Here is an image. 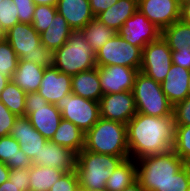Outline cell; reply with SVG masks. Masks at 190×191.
Returning a JSON list of instances; mask_svg holds the SVG:
<instances>
[{"label":"cell","mask_w":190,"mask_h":191,"mask_svg":"<svg viewBox=\"0 0 190 191\" xmlns=\"http://www.w3.org/2000/svg\"><path fill=\"white\" fill-rule=\"evenodd\" d=\"M190 187V165H185L156 191H187Z\"/></svg>","instance_id":"obj_35"},{"label":"cell","mask_w":190,"mask_h":191,"mask_svg":"<svg viewBox=\"0 0 190 191\" xmlns=\"http://www.w3.org/2000/svg\"><path fill=\"white\" fill-rule=\"evenodd\" d=\"M17 7L19 23L32 24L35 4L33 0H11Z\"/></svg>","instance_id":"obj_38"},{"label":"cell","mask_w":190,"mask_h":191,"mask_svg":"<svg viewBox=\"0 0 190 191\" xmlns=\"http://www.w3.org/2000/svg\"><path fill=\"white\" fill-rule=\"evenodd\" d=\"M132 92L137 113L155 117L173 114L174 106L162 91L161 83L140 71L135 76Z\"/></svg>","instance_id":"obj_7"},{"label":"cell","mask_w":190,"mask_h":191,"mask_svg":"<svg viewBox=\"0 0 190 191\" xmlns=\"http://www.w3.org/2000/svg\"><path fill=\"white\" fill-rule=\"evenodd\" d=\"M75 191H90L87 188L81 186L80 184H78V186L76 187ZM95 191H107L106 189L103 190H95Z\"/></svg>","instance_id":"obj_51"},{"label":"cell","mask_w":190,"mask_h":191,"mask_svg":"<svg viewBox=\"0 0 190 191\" xmlns=\"http://www.w3.org/2000/svg\"><path fill=\"white\" fill-rule=\"evenodd\" d=\"M122 191H146L141 184L136 180L133 182L131 185L127 186L124 190Z\"/></svg>","instance_id":"obj_48"},{"label":"cell","mask_w":190,"mask_h":191,"mask_svg":"<svg viewBox=\"0 0 190 191\" xmlns=\"http://www.w3.org/2000/svg\"><path fill=\"white\" fill-rule=\"evenodd\" d=\"M57 12L56 7L49 5H36L34 10V16L32 19V25L34 29L39 33H43L49 28V24L55 17Z\"/></svg>","instance_id":"obj_34"},{"label":"cell","mask_w":190,"mask_h":191,"mask_svg":"<svg viewBox=\"0 0 190 191\" xmlns=\"http://www.w3.org/2000/svg\"><path fill=\"white\" fill-rule=\"evenodd\" d=\"M127 126V142L130 158L164 154L173 148L174 114L155 117L136 113Z\"/></svg>","instance_id":"obj_1"},{"label":"cell","mask_w":190,"mask_h":191,"mask_svg":"<svg viewBox=\"0 0 190 191\" xmlns=\"http://www.w3.org/2000/svg\"><path fill=\"white\" fill-rule=\"evenodd\" d=\"M85 133L72 122L62 119L51 141L79 153L84 149Z\"/></svg>","instance_id":"obj_26"},{"label":"cell","mask_w":190,"mask_h":191,"mask_svg":"<svg viewBox=\"0 0 190 191\" xmlns=\"http://www.w3.org/2000/svg\"><path fill=\"white\" fill-rule=\"evenodd\" d=\"M138 10V0H118L106 11L101 12L95 18L107 27L118 32L124 23Z\"/></svg>","instance_id":"obj_22"},{"label":"cell","mask_w":190,"mask_h":191,"mask_svg":"<svg viewBox=\"0 0 190 191\" xmlns=\"http://www.w3.org/2000/svg\"><path fill=\"white\" fill-rule=\"evenodd\" d=\"M130 156L98 154L82 149L77 154L75 171L81 186L90 191L103 190L118 165Z\"/></svg>","instance_id":"obj_4"},{"label":"cell","mask_w":190,"mask_h":191,"mask_svg":"<svg viewBox=\"0 0 190 191\" xmlns=\"http://www.w3.org/2000/svg\"><path fill=\"white\" fill-rule=\"evenodd\" d=\"M180 19L190 24V0H181Z\"/></svg>","instance_id":"obj_45"},{"label":"cell","mask_w":190,"mask_h":191,"mask_svg":"<svg viewBox=\"0 0 190 191\" xmlns=\"http://www.w3.org/2000/svg\"><path fill=\"white\" fill-rule=\"evenodd\" d=\"M48 102L38 92L26 93L25 107L45 106Z\"/></svg>","instance_id":"obj_44"},{"label":"cell","mask_w":190,"mask_h":191,"mask_svg":"<svg viewBox=\"0 0 190 191\" xmlns=\"http://www.w3.org/2000/svg\"><path fill=\"white\" fill-rule=\"evenodd\" d=\"M162 38L172 52L190 53V24L181 19L164 28Z\"/></svg>","instance_id":"obj_27"},{"label":"cell","mask_w":190,"mask_h":191,"mask_svg":"<svg viewBox=\"0 0 190 191\" xmlns=\"http://www.w3.org/2000/svg\"><path fill=\"white\" fill-rule=\"evenodd\" d=\"M64 172L53 167L32 164L30 167L29 191H49Z\"/></svg>","instance_id":"obj_29"},{"label":"cell","mask_w":190,"mask_h":191,"mask_svg":"<svg viewBox=\"0 0 190 191\" xmlns=\"http://www.w3.org/2000/svg\"><path fill=\"white\" fill-rule=\"evenodd\" d=\"M131 45L144 48L161 37L162 31L137 10L117 32Z\"/></svg>","instance_id":"obj_11"},{"label":"cell","mask_w":190,"mask_h":191,"mask_svg":"<svg viewBox=\"0 0 190 191\" xmlns=\"http://www.w3.org/2000/svg\"><path fill=\"white\" fill-rule=\"evenodd\" d=\"M62 119L72 122L86 133L100 119L99 102L70 93L56 102Z\"/></svg>","instance_id":"obj_8"},{"label":"cell","mask_w":190,"mask_h":191,"mask_svg":"<svg viewBox=\"0 0 190 191\" xmlns=\"http://www.w3.org/2000/svg\"><path fill=\"white\" fill-rule=\"evenodd\" d=\"M72 93L99 102L103 96L98 67L72 75Z\"/></svg>","instance_id":"obj_21"},{"label":"cell","mask_w":190,"mask_h":191,"mask_svg":"<svg viewBox=\"0 0 190 191\" xmlns=\"http://www.w3.org/2000/svg\"><path fill=\"white\" fill-rule=\"evenodd\" d=\"M175 125H190V96L173 107Z\"/></svg>","instance_id":"obj_39"},{"label":"cell","mask_w":190,"mask_h":191,"mask_svg":"<svg viewBox=\"0 0 190 191\" xmlns=\"http://www.w3.org/2000/svg\"><path fill=\"white\" fill-rule=\"evenodd\" d=\"M17 117L0 101V137L10 135Z\"/></svg>","instance_id":"obj_40"},{"label":"cell","mask_w":190,"mask_h":191,"mask_svg":"<svg viewBox=\"0 0 190 191\" xmlns=\"http://www.w3.org/2000/svg\"><path fill=\"white\" fill-rule=\"evenodd\" d=\"M189 96H190V76H189Z\"/></svg>","instance_id":"obj_53"},{"label":"cell","mask_w":190,"mask_h":191,"mask_svg":"<svg viewBox=\"0 0 190 191\" xmlns=\"http://www.w3.org/2000/svg\"><path fill=\"white\" fill-rule=\"evenodd\" d=\"M81 32L95 53L98 52L108 40L117 34L116 31L107 27L96 18L92 19L84 28H82Z\"/></svg>","instance_id":"obj_30"},{"label":"cell","mask_w":190,"mask_h":191,"mask_svg":"<svg viewBox=\"0 0 190 191\" xmlns=\"http://www.w3.org/2000/svg\"><path fill=\"white\" fill-rule=\"evenodd\" d=\"M10 168L0 161V185L9 180Z\"/></svg>","instance_id":"obj_46"},{"label":"cell","mask_w":190,"mask_h":191,"mask_svg":"<svg viewBox=\"0 0 190 191\" xmlns=\"http://www.w3.org/2000/svg\"><path fill=\"white\" fill-rule=\"evenodd\" d=\"M59 0H33L35 5H49L56 7Z\"/></svg>","instance_id":"obj_49"},{"label":"cell","mask_w":190,"mask_h":191,"mask_svg":"<svg viewBox=\"0 0 190 191\" xmlns=\"http://www.w3.org/2000/svg\"><path fill=\"white\" fill-rule=\"evenodd\" d=\"M25 116L48 141L52 139L62 120L61 111L55 104L50 103L39 107H25Z\"/></svg>","instance_id":"obj_17"},{"label":"cell","mask_w":190,"mask_h":191,"mask_svg":"<svg viewBox=\"0 0 190 191\" xmlns=\"http://www.w3.org/2000/svg\"><path fill=\"white\" fill-rule=\"evenodd\" d=\"M0 191H20V189L10 180H7L0 185Z\"/></svg>","instance_id":"obj_47"},{"label":"cell","mask_w":190,"mask_h":191,"mask_svg":"<svg viewBox=\"0 0 190 191\" xmlns=\"http://www.w3.org/2000/svg\"><path fill=\"white\" fill-rule=\"evenodd\" d=\"M172 150L190 165V125H175Z\"/></svg>","instance_id":"obj_32"},{"label":"cell","mask_w":190,"mask_h":191,"mask_svg":"<svg viewBox=\"0 0 190 191\" xmlns=\"http://www.w3.org/2000/svg\"><path fill=\"white\" fill-rule=\"evenodd\" d=\"M171 53L172 50L162 36L150 42L143 48L142 65L139 71L154 81L162 83L172 65Z\"/></svg>","instance_id":"obj_10"},{"label":"cell","mask_w":190,"mask_h":191,"mask_svg":"<svg viewBox=\"0 0 190 191\" xmlns=\"http://www.w3.org/2000/svg\"><path fill=\"white\" fill-rule=\"evenodd\" d=\"M18 60L16 52L8 41L4 39L0 42V74L12 80Z\"/></svg>","instance_id":"obj_33"},{"label":"cell","mask_w":190,"mask_h":191,"mask_svg":"<svg viewBox=\"0 0 190 191\" xmlns=\"http://www.w3.org/2000/svg\"><path fill=\"white\" fill-rule=\"evenodd\" d=\"M10 135L17 140L22 150L32 161L39 165V153L48 141L30 123L27 116H18Z\"/></svg>","instance_id":"obj_14"},{"label":"cell","mask_w":190,"mask_h":191,"mask_svg":"<svg viewBox=\"0 0 190 191\" xmlns=\"http://www.w3.org/2000/svg\"><path fill=\"white\" fill-rule=\"evenodd\" d=\"M172 64L178 65L190 71V53L172 52Z\"/></svg>","instance_id":"obj_43"},{"label":"cell","mask_w":190,"mask_h":191,"mask_svg":"<svg viewBox=\"0 0 190 191\" xmlns=\"http://www.w3.org/2000/svg\"><path fill=\"white\" fill-rule=\"evenodd\" d=\"M44 69L31 61L18 60L12 81L25 93L38 92Z\"/></svg>","instance_id":"obj_23"},{"label":"cell","mask_w":190,"mask_h":191,"mask_svg":"<svg viewBox=\"0 0 190 191\" xmlns=\"http://www.w3.org/2000/svg\"><path fill=\"white\" fill-rule=\"evenodd\" d=\"M5 39V32L0 27V42H2Z\"/></svg>","instance_id":"obj_52"},{"label":"cell","mask_w":190,"mask_h":191,"mask_svg":"<svg viewBox=\"0 0 190 191\" xmlns=\"http://www.w3.org/2000/svg\"><path fill=\"white\" fill-rule=\"evenodd\" d=\"M100 118L127 124L137 113L132 91L105 94L99 101Z\"/></svg>","instance_id":"obj_12"},{"label":"cell","mask_w":190,"mask_h":191,"mask_svg":"<svg viewBox=\"0 0 190 191\" xmlns=\"http://www.w3.org/2000/svg\"><path fill=\"white\" fill-rule=\"evenodd\" d=\"M139 69L122 65L98 67L99 81L103 95L132 91L134 80Z\"/></svg>","instance_id":"obj_15"},{"label":"cell","mask_w":190,"mask_h":191,"mask_svg":"<svg viewBox=\"0 0 190 191\" xmlns=\"http://www.w3.org/2000/svg\"><path fill=\"white\" fill-rule=\"evenodd\" d=\"M19 23L18 10L11 0H3L0 3V27L6 33L15 24Z\"/></svg>","instance_id":"obj_36"},{"label":"cell","mask_w":190,"mask_h":191,"mask_svg":"<svg viewBox=\"0 0 190 191\" xmlns=\"http://www.w3.org/2000/svg\"><path fill=\"white\" fill-rule=\"evenodd\" d=\"M26 93L20 89L12 80L0 94V101L15 115L25 116Z\"/></svg>","instance_id":"obj_31"},{"label":"cell","mask_w":190,"mask_h":191,"mask_svg":"<svg viewBox=\"0 0 190 191\" xmlns=\"http://www.w3.org/2000/svg\"><path fill=\"white\" fill-rule=\"evenodd\" d=\"M189 76V70L172 64L161 83L162 91L173 106L189 96Z\"/></svg>","instance_id":"obj_19"},{"label":"cell","mask_w":190,"mask_h":191,"mask_svg":"<svg viewBox=\"0 0 190 191\" xmlns=\"http://www.w3.org/2000/svg\"><path fill=\"white\" fill-rule=\"evenodd\" d=\"M5 39L19 60L33 62L43 68L55 66V50L41 43L40 34L32 24L17 23L5 33Z\"/></svg>","instance_id":"obj_2"},{"label":"cell","mask_w":190,"mask_h":191,"mask_svg":"<svg viewBox=\"0 0 190 191\" xmlns=\"http://www.w3.org/2000/svg\"><path fill=\"white\" fill-rule=\"evenodd\" d=\"M78 184V177L75 170L64 172L49 191H75Z\"/></svg>","instance_id":"obj_37"},{"label":"cell","mask_w":190,"mask_h":191,"mask_svg":"<svg viewBox=\"0 0 190 191\" xmlns=\"http://www.w3.org/2000/svg\"><path fill=\"white\" fill-rule=\"evenodd\" d=\"M136 180V161L127 158L112 171V175L106 181L105 189L107 191H122Z\"/></svg>","instance_id":"obj_28"},{"label":"cell","mask_w":190,"mask_h":191,"mask_svg":"<svg viewBox=\"0 0 190 191\" xmlns=\"http://www.w3.org/2000/svg\"><path fill=\"white\" fill-rule=\"evenodd\" d=\"M30 168L10 169L9 180L14 183L20 191H29Z\"/></svg>","instance_id":"obj_41"},{"label":"cell","mask_w":190,"mask_h":191,"mask_svg":"<svg viewBox=\"0 0 190 191\" xmlns=\"http://www.w3.org/2000/svg\"><path fill=\"white\" fill-rule=\"evenodd\" d=\"M72 31L62 15L56 12L49 28L40 34L41 43L49 49L57 50L67 42Z\"/></svg>","instance_id":"obj_25"},{"label":"cell","mask_w":190,"mask_h":191,"mask_svg":"<svg viewBox=\"0 0 190 191\" xmlns=\"http://www.w3.org/2000/svg\"><path fill=\"white\" fill-rule=\"evenodd\" d=\"M56 9L72 30H81L95 18L89 0H59Z\"/></svg>","instance_id":"obj_20"},{"label":"cell","mask_w":190,"mask_h":191,"mask_svg":"<svg viewBox=\"0 0 190 191\" xmlns=\"http://www.w3.org/2000/svg\"><path fill=\"white\" fill-rule=\"evenodd\" d=\"M77 153L67 147L59 146L51 140L47 141L39 153V165L53 167L63 172L74 171Z\"/></svg>","instance_id":"obj_18"},{"label":"cell","mask_w":190,"mask_h":191,"mask_svg":"<svg viewBox=\"0 0 190 191\" xmlns=\"http://www.w3.org/2000/svg\"><path fill=\"white\" fill-rule=\"evenodd\" d=\"M138 10L162 31L180 20L181 0H138Z\"/></svg>","instance_id":"obj_13"},{"label":"cell","mask_w":190,"mask_h":191,"mask_svg":"<svg viewBox=\"0 0 190 191\" xmlns=\"http://www.w3.org/2000/svg\"><path fill=\"white\" fill-rule=\"evenodd\" d=\"M0 161L10 169L32 166L31 159L20 150V144L11 135L0 137Z\"/></svg>","instance_id":"obj_24"},{"label":"cell","mask_w":190,"mask_h":191,"mask_svg":"<svg viewBox=\"0 0 190 191\" xmlns=\"http://www.w3.org/2000/svg\"><path fill=\"white\" fill-rule=\"evenodd\" d=\"M38 93L50 104H56L62 97L72 93V76L55 67L44 69Z\"/></svg>","instance_id":"obj_16"},{"label":"cell","mask_w":190,"mask_h":191,"mask_svg":"<svg viewBox=\"0 0 190 191\" xmlns=\"http://www.w3.org/2000/svg\"><path fill=\"white\" fill-rule=\"evenodd\" d=\"M55 55L54 67L71 76L96 67V53L81 30H73L67 42L55 50Z\"/></svg>","instance_id":"obj_6"},{"label":"cell","mask_w":190,"mask_h":191,"mask_svg":"<svg viewBox=\"0 0 190 191\" xmlns=\"http://www.w3.org/2000/svg\"><path fill=\"white\" fill-rule=\"evenodd\" d=\"M117 2L118 0H89L92 13L95 17L101 12L106 11Z\"/></svg>","instance_id":"obj_42"},{"label":"cell","mask_w":190,"mask_h":191,"mask_svg":"<svg viewBox=\"0 0 190 191\" xmlns=\"http://www.w3.org/2000/svg\"><path fill=\"white\" fill-rule=\"evenodd\" d=\"M10 81V79L2 74H0V94L2 90L6 87V84Z\"/></svg>","instance_id":"obj_50"},{"label":"cell","mask_w":190,"mask_h":191,"mask_svg":"<svg viewBox=\"0 0 190 191\" xmlns=\"http://www.w3.org/2000/svg\"><path fill=\"white\" fill-rule=\"evenodd\" d=\"M136 161L137 181L146 191H156L169 181L186 164L173 151L150 155Z\"/></svg>","instance_id":"obj_5"},{"label":"cell","mask_w":190,"mask_h":191,"mask_svg":"<svg viewBox=\"0 0 190 191\" xmlns=\"http://www.w3.org/2000/svg\"><path fill=\"white\" fill-rule=\"evenodd\" d=\"M84 150L98 154L130 156L126 124L100 118L85 133Z\"/></svg>","instance_id":"obj_3"},{"label":"cell","mask_w":190,"mask_h":191,"mask_svg":"<svg viewBox=\"0 0 190 191\" xmlns=\"http://www.w3.org/2000/svg\"><path fill=\"white\" fill-rule=\"evenodd\" d=\"M143 49L126 42L117 33L96 52V67L122 65L141 68Z\"/></svg>","instance_id":"obj_9"}]
</instances>
